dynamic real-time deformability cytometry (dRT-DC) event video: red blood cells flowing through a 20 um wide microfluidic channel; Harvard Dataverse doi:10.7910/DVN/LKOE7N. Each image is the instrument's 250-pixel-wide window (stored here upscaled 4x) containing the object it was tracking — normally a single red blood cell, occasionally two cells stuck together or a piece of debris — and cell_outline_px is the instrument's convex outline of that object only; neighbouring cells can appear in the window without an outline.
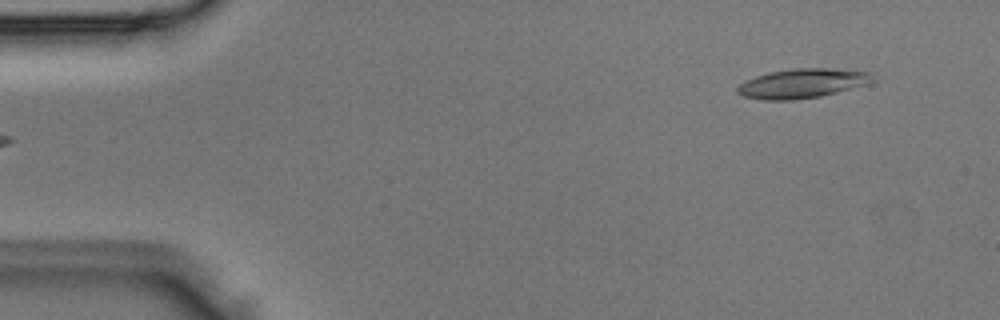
{"species": "Egyptian fruit bat (a non-hibernating species)", "species_latin": "Rousettus aegyptiacus", "temperature_condition": "room temperature", "stored_images_in_passage": 4, "camera_frame_rate_fps": 3000, "um_per_image_px": 0.085, "animal": {"sex": "male"}, "frame": {"image": 1, "passage_image": 4, "time_ms": 1.0, "image_size_px": [1000, 320], "cell_outline_px": [[876, 80], [868, 84], [820, 96], [792, 100], [764, 100], [744, 96], [736, 92], [736, 88], [740, 84], [756, 76], [772, 72], [792, 68], [832, 68], [872, 72]], "centroid_in_image_um": [68.25, 7.08], "position_along_channel_um": 16.8, "area_um2": 23.12}}